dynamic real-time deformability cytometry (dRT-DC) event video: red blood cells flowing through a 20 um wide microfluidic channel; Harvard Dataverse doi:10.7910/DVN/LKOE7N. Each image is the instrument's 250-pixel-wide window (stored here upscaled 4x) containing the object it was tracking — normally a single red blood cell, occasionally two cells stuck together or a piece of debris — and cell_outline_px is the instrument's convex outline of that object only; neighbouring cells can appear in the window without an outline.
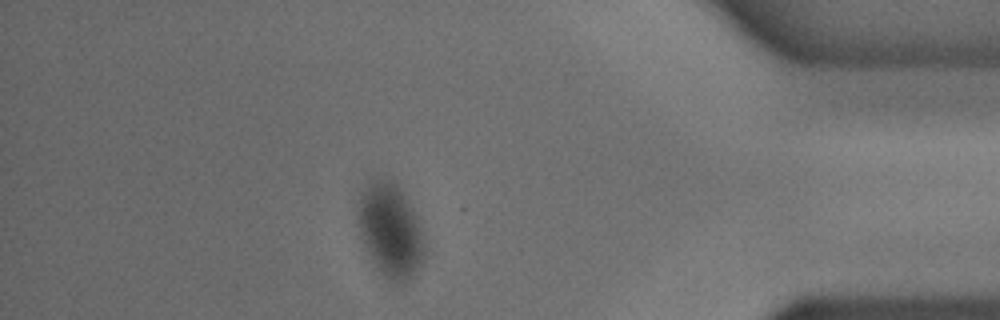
{"species": "common noctule bat (a hibernating species)", "species_latin": "Nyctalus noctula", "temperature_condition": "cold", "stored_images_in_passage": 47, "camera_frame_rate_fps": 3000, "um_per_image_px": 0.085, "animal": {"sex": "male", "body_mass_g": 18.8}, "frame": {"image": 1, "passage_image": 41, "time_ms": 13.333, "image_size_px": [1000, 320], "cell_outline_px": [[424, 256], [420, 268], [408, 280], [400, 284], [396, 284], [388, 280], [376, 268], [364, 248], [360, 240], [356, 208], [364, 188], [372, 180], [388, 180], [396, 184], [400, 188], [412, 208], [416, 216], [424, 240]], "centroid_in_image_um": [33.15, 19.64], "position_along_channel_um": 402.0, "area_um2": 36.53}}